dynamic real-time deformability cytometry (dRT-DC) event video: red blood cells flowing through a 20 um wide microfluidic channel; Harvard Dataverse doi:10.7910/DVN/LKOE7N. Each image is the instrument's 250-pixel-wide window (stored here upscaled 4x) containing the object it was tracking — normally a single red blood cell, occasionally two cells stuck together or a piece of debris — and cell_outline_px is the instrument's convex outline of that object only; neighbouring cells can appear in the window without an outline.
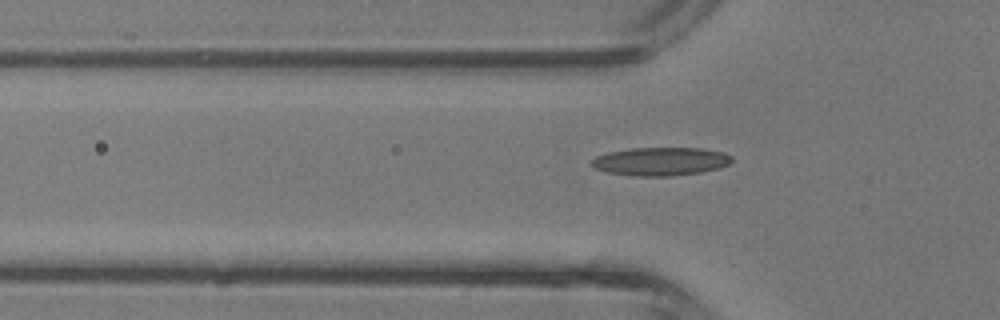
{"species": "common noctule bat (a hibernating species)", "species_latin": "Nyctalus noctula", "temperature_condition": "room temperature", "stored_images_in_passage": 5, "camera_frame_rate_fps": 3000, "um_per_image_px": 0.085, "animal": {"sex": "male", "body_mass_g": 13.3}, "frame": {"image": 1, "passage_image": 5, "time_ms": 1.333, "image_size_px": [1000, 320], "cell_outline_px": [[732, 160], [728, 164], [720, 168], [700, 172], [668, 176], [636, 176], [608, 172], [596, 168], [588, 164], [596, 156], [608, 152], [632, 148], [704, 148], [724, 152], [732, 156]], "centroid_in_image_um": [56.16, 13.71], "position_along_channel_um": 69.6, "area_um2": 23.12}}